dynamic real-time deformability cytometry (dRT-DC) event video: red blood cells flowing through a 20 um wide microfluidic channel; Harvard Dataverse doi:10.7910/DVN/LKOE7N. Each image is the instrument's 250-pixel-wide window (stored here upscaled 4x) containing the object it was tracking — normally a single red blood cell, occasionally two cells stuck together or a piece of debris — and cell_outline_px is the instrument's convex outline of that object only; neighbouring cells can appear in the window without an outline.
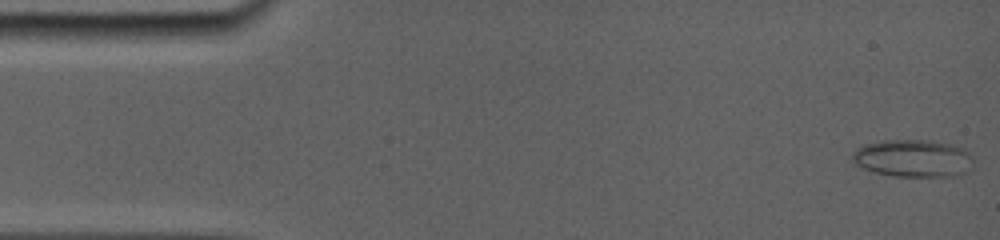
{"species": "common noctule bat (a hibernating species)", "species_latin": "Nyctalus noctula", "temperature_condition": "room temperature", "stored_images_in_passage": 34, "camera_frame_rate_fps": 5000, "um_per_image_px": 0.085, "animal": {"sex": "female", "body_mass_g": 19.0, "forearm_length_mm": 56.7}, "frame": {"image": 1, "passage_image": 3, "time_ms": 0.4, "image_size_px": [1000, 240], "cell_outline_px": [[944, 172], [932, 176], [896, 176], [876, 172], [860, 164], [856, 160], [856, 156], [864, 148], [880, 144], [932, 144], [944, 148]], "centroid_in_image_um": [76.81, 13.55], "position_along_channel_um": 8.2, "area_um2": 17.69}}
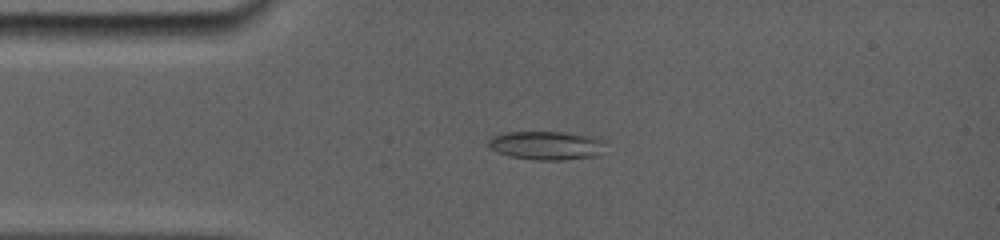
{"frame": {"image": 2, "passage_image": 23, "time_ms": 3.8, "image_size_px": [1000, 240], "cell_outline_px": [[588, 156], [560, 160], [540, 160], [512, 156], [500, 152], [492, 148], [488, 144], [492, 140], [500, 136], [516, 132], [552, 132], [576, 136], [588, 140]], "centroid_in_image_um": [46.01, 12.39], "position_along_channel_um": 39.0, "area_um2": 16.18}}
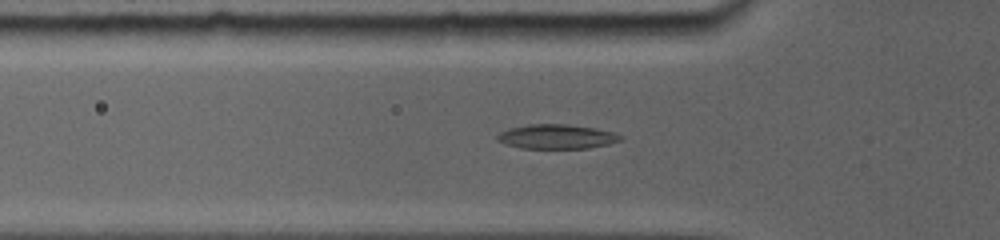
{"frame": {"image": 3, "passage_image": 32, "time_ms": 5.4, "image_size_px": [1000, 240], "cell_outline_px": [[620, 140], [588, 148], [524, 148], [508, 144], [500, 140], [496, 136], [512, 128], [532, 124], [564, 124], [592, 128], [608, 132], [620, 136]], "centroid_in_image_um": [47.29, 11.61], "position_along_channel_um": 78.5, "area_um2": 16.53}}